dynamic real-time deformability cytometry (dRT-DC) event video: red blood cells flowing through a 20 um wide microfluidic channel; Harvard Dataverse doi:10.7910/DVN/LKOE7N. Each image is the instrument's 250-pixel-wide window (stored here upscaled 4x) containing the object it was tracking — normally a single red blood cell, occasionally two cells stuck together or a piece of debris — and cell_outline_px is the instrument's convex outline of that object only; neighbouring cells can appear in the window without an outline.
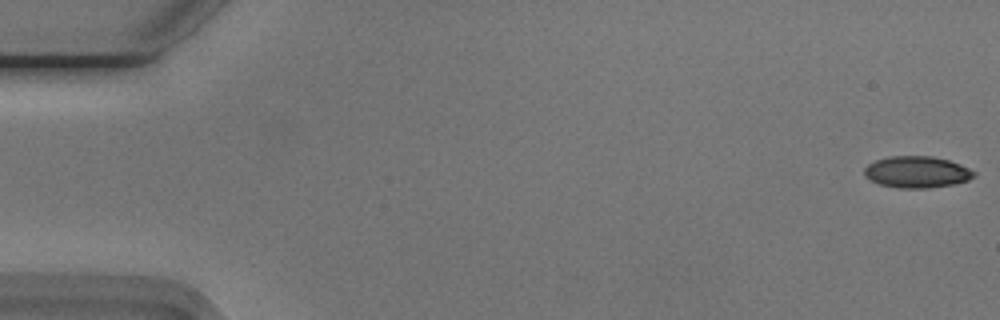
{"species": "Egyptian fruit bat (a non-hibernating species)", "species_latin": "Rousettus aegyptiacus", "temperature_condition": "cold", "stored_images_in_passage": 54, "camera_frame_rate_fps": 3000, "um_per_image_px": 0.085, "animal": {"sex": "male"}, "frame": {"image": 1, "passage_image": 1, "time_ms": 0.0, "image_size_px": [1000, 320], "cell_outline_px": [[976, 176], [968, 180], [952, 184], [928, 188], [900, 188], [880, 184], [864, 176], [864, 168], [868, 164], [876, 160], [888, 156], [932, 156], [948, 160], [960, 164], [976, 172]], "centroid_in_image_um": [77.93, 14.61], "position_along_channel_um": 7.1, "area_um2": 20.11}}
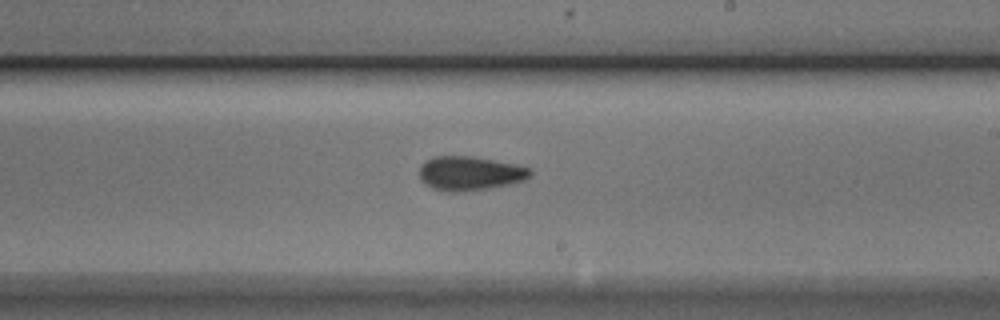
{"frame": {"image": 2, "passage_image": 32, "time_ms": 10.333, "image_size_px": [1000, 320], "cell_outline_px": [[532, 176], [524, 180], [512, 184], [464, 192], [444, 192], [432, 188], [424, 184], [420, 180], [420, 168], [432, 156], [472, 156], [516, 164], [532, 168]], "centroid_in_image_um": [39.97, 14.75], "position_along_channel_um": 249.0, "area_um2": 22.31}}
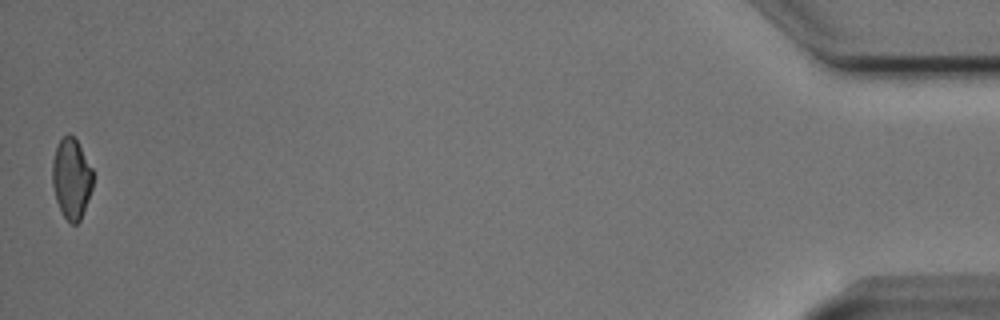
{"frame": {"image": 3, "passage_image": 54, "time_ms": 17.667, "image_size_px": [1000, 320], "cell_outline_px": [[92, 188], [80, 220], [76, 224], [72, 224], [64, 216], [56, 200], [52, 184], [52, 164], [56, 148], [60, 140], [68, 132], [76, 140], [92, 168]], "centroid_in_image_um": [6.06, 15.17], "position_along_channel_um": 429.1, "area_um2": 18.67}, "authors_computed_cell_mechanics": {"area_um2": 20.8369, "velocity_mm_per_s": 3.7755, "shape_relaxation_time_tau1_ms": 4.7948, "shape_relaxation_time_tau2_ms": 3.3797, "deformation_change_tau1": 0.1286, "deformation_change_tau2": 0.0963}}